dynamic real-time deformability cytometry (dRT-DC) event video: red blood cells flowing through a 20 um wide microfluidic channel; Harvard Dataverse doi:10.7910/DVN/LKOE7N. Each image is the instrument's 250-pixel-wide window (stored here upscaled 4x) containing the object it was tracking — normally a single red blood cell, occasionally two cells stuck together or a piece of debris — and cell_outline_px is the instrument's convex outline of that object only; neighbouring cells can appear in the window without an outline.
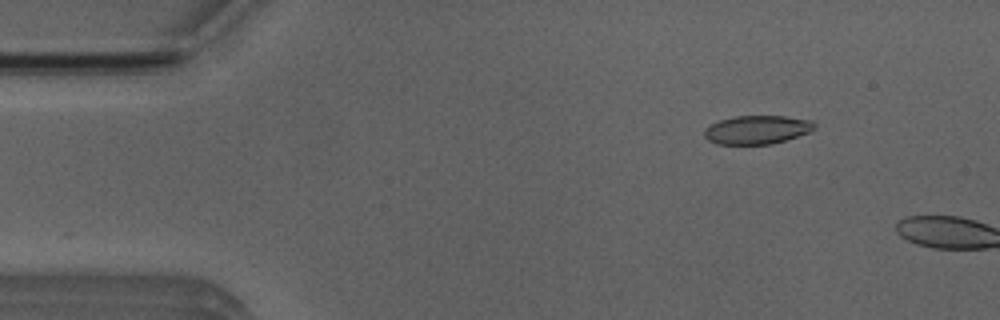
{"species": "Egyptian fruit bat (a non-hibernating species)", "species_latin": "Rousettus aegyptiacus", "temperature_condition": "room temperature", "stored_images_in_passage": 3, "camera_frame_rate_fps": 3000, "um_per_image_px": 0.085, "animal": {"sex": "male"}, "frame": {"image": 1, "passage_image": 2, "time_ms": 1.0, "image_size_px": [1000, 320], "cell_outline_px": [[816, 128], [812, 132], [772, 144], [716, 144], [708, 140], [704, 136], [704, 128], [720, 120], [736, 116], [784, 116], [812, 120], [816, 124]], "centroid_in_image_um": [64.38, 11.03], "position_along_channel_um": 20.6, "area_um2": 18.5}}